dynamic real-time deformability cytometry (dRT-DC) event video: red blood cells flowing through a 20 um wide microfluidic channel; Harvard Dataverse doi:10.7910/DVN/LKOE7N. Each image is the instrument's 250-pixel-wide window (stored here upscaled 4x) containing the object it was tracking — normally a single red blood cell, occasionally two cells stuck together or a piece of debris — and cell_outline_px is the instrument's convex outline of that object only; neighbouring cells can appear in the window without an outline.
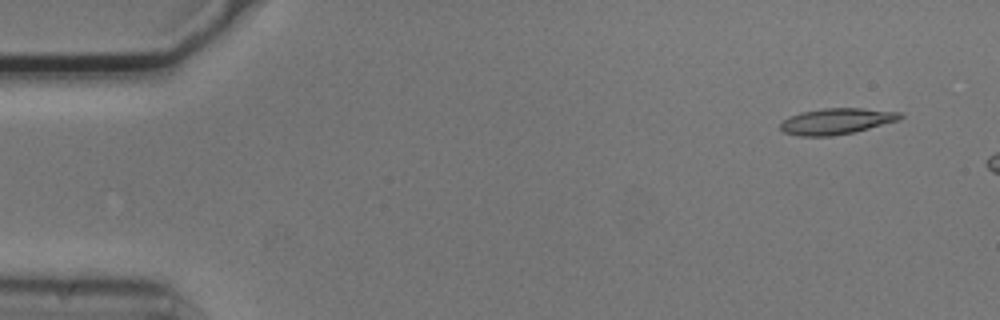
{"species": "common noctule bat (a hibernating species)", "species_latin": "Nyctalus noctula", "temperature_condition": "cold", "stored_images_in_passage": 6, "camera_frame_rate_fps": 3000, "um_per_image_px": 0.085, "animal": {"sex": "male", "body_mass_g": 20.5, "forearm_length_mm": 52.5}, "frame": {"image": 1, "passage_image": 1, "time_ms": 0.0, "image_size_px": [1000, 320], "cell_outline_px": [[904, 116], [900, 120], [852, 132], [832, 136], [796, 136], [784, 132], [780, 128], [780, 124], [788, 116], [800, 112], [824, 108], [864, 108], [900, 112]], "centroid_in_image_um": [71.09, 10.3], "position_along_channel_um": 13.9, "area_um2": 18.21}}